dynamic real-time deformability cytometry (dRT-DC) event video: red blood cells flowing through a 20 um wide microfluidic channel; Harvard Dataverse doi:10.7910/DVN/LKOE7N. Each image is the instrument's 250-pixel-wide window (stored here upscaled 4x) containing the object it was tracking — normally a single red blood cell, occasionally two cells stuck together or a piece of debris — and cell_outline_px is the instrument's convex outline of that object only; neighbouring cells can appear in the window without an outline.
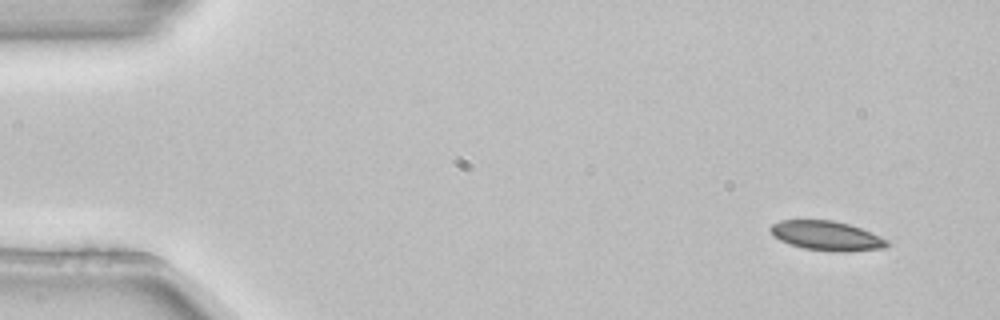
{"species": "common noctule bat (a hibernating species)", "species_latin": "Nyctalus noctula", "temperature_condition": "room temperature", "stored_images_in_passage": 5, "segment_of_instrument_passage": [1, 2], "camera_frame_rate_fps": 3000, "um_per_image_px": 0.085, "animal": {"sex": "female", "body_mass_g": 22.7, "forearm_length_mm": 54.2}, "frame": {"image": 1, "passage_image": 1, "time_ms": 0.0, "image_size_px": [1000, 320], "cell_outline_px": [[888, 244], [884, 248], [848, 252], [836, 252], [804, 248], [780, 240], [772, 236], [768, 228], [772, 224], [780, 220], [832, 220], [848, 224], [860, 228], [888, 240]], "centroid_in_image_um": [70.23, 20.04], "position_along_channel_um": 14.8, "area_um2": 19.94}}